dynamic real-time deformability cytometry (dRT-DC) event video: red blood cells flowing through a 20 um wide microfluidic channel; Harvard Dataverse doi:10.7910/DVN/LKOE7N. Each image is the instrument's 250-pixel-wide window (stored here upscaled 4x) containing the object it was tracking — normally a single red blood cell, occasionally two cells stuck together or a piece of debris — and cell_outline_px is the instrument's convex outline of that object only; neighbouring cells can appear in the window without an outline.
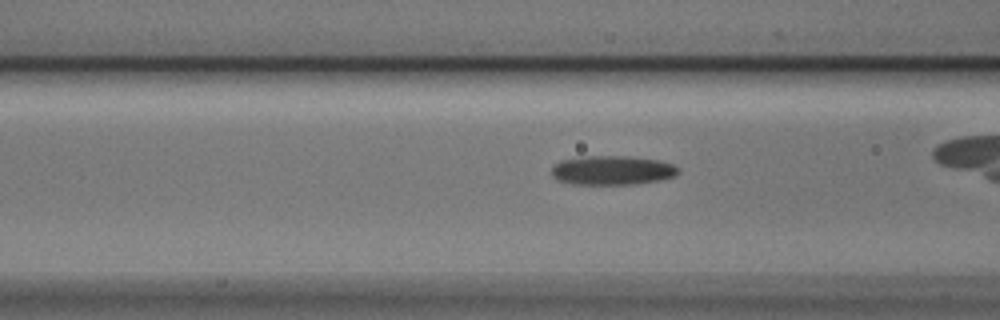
{"species": "Egyptian fruit bat (a non-hibernating species)", "species_latin": "Rousettus aegyptiacus", "temperature_condition": "cold", "stored_images_in_passage": 12, "camera_frame_rate_fps": 3000, "um_per_image_px": 0.085, "animal": {"sex": "male"}, "frame": {"image": 1, "passage_image": 9, "time_ms": 2.667, "image_size_px": [1000, 320], "cell_outline_px": [[680, 172], [676, 176], [660, 180], [636, 184], [572, 184], [556, 180], [552, 176], [552, 168], [560, 160], [584, 156], [628, 156], [660, 160], [672, 164], [680, 168]], "centroid_in_image_um": [52.07, 14.47], "position_along_channel_um": 114.5, "area_um2": 21.79}}